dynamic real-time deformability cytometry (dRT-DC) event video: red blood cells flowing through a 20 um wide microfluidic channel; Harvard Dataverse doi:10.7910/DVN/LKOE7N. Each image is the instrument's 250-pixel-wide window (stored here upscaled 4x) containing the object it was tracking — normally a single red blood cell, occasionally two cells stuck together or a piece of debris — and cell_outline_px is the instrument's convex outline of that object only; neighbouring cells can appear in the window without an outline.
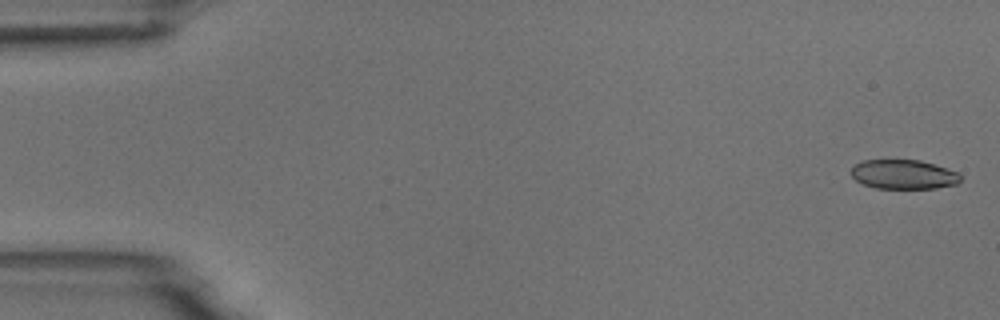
{"species": "common noctule bat (a hibernating species)", "species_latin": "Nyctalus noctula", "temperature_condition": "room temperature", "stored_images_in_passage": 8, "camera_frame_rate_fps": 3000, "um_per_image_px": 0.085, "animal": {"sex": "male", "body_mass_g": 18.8}, "frame": {"image": 1, "passage_image": 1, "time_ms": 0.0, "image_size_px": [1000, 320], "cell_outline_px": [[960, 180], [956, 184], [936, 188], [876, 188], [864, 184], [856, 180], [852, 176], [852, 164], [864, 160], [920, 160], [956, 172], [960, 176]], "centroid_in_image_um": [76.75, 14.82], "position_along_channel_um": 8.2, "area_um2": 18.44}}